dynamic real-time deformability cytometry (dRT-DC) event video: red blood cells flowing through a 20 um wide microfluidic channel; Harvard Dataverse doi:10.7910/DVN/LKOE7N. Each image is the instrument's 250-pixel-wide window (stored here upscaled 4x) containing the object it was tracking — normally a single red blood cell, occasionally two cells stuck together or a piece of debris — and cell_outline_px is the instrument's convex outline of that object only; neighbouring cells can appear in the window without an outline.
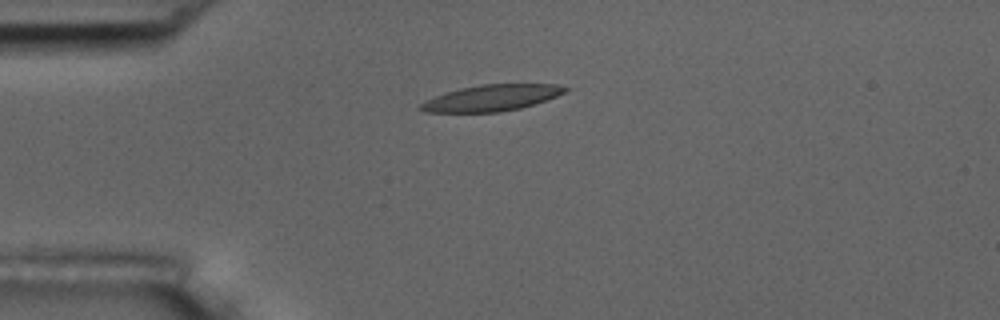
{"species": "common noctule bat (a hibernating species)", "species_latin": "Nyctalus noctula", "temperature_condition": "room temperature", "stored_images_in_passage": 7, "camera_frame_rate_fps": 3000, "um_per_image_px": 0.085, "animal": {"sex": "male", "body_mass_g": 17.5, "forearm_length_mm": 52.3}, "frame": {"image": 1, "passage_image": 1, "time_ms": 0.0, "image_size_px": [1000, 320], "cell_outline_px": [[568, 88], [564, 92], [556, 96], [520, 108], [500, 112], [424, 112], [420, 108], [420, 104], [424, 100], [444, 92], [460, 88], [480, 84], [556, 84]], "centroid_in_image_um": [41.72, 8.32], "position_along_channel_um": 43.3, "area_um2": 21.91}}
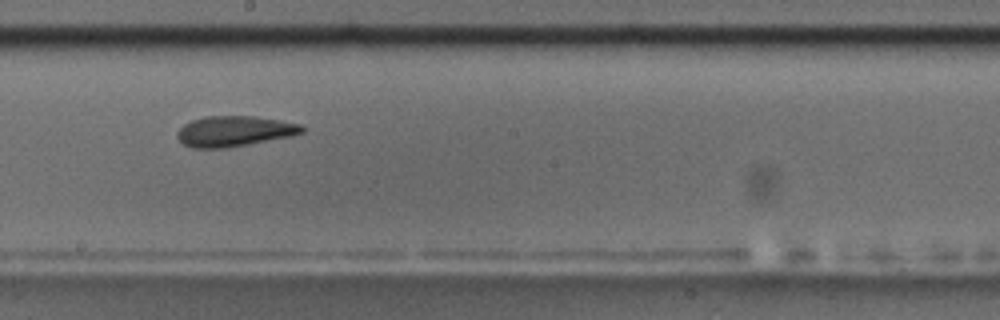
{"frame": {"image": 2, "passage_image": 6, "time_ms": 5.667, "image_size_px": [1000, 320], "cell_outline_px": [[304, 132], [292, 136], [248, 144], [224, 148], [192, 148], [184, 144], [176, 136], [176, 132], [184, 124], [192, 120], [204, 116], [252, 116], [280, 120], [300, 124], [304, 128]], "centroid_in_image_um": [19.9, 11.15], "position_along_channel_um": 228.3, "area_um2": 22.14}}
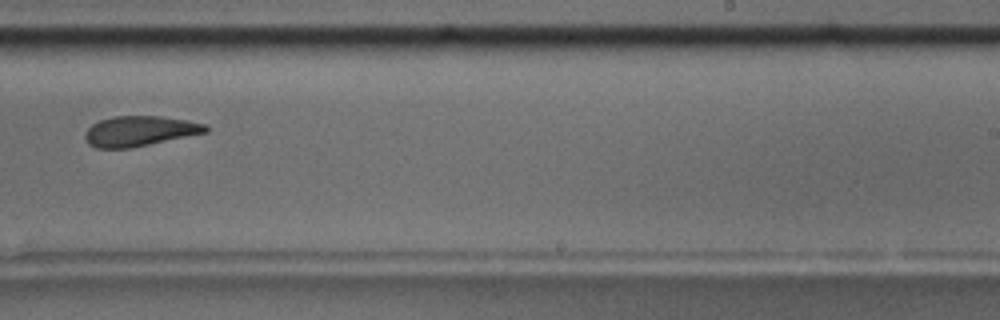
{"frame": {"image": 3, "passage_image": 7, "time_ms": 7.0, "image_size_px": [1000, 320], "cell_outline_px": [[208, 132], [128, 148], [96, 148], [88, 144], [84, 140], [84, 132], [92, 124], [100, 120], [112, 116], [160, 116], [188, 120], [208, 124]], "centroid_in_image_um": [11.85, 11.13], "position_along_channel_um": 277.2, "area_um2": 21.27}}